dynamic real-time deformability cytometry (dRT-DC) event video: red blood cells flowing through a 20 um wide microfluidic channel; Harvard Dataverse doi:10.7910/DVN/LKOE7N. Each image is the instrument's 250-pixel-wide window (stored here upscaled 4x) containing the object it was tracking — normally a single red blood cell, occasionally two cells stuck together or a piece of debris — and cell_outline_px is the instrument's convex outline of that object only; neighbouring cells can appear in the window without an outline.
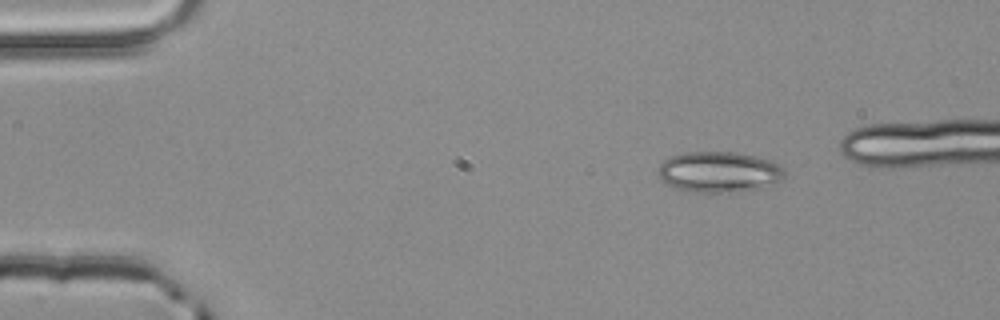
{"species": "common noctule bat (a hibernating species)", "species_latin": "Nyctalus noctula", "temperature_condition": "room temperature", "stored_images_in_passage": 4, "camera_frame_rate_fps": 3000, "um_per_image_px": 0.085, "animal": {"sex": "male", "body_mass_g": 20.4}, "frame": {"image": 1, "passage_image": 1, "time_ms": 0.0, "image_size_px": [1000, 320], "cell_outline_px": [[784, 176], [780, 180], [756, 188], [740, 192], [692, 192], [676, 188], [660, 180], [656, 172], [660, 164], [668, 156], [684, 152], [736, 152], [768, 160], [784, 168]], "centroid_in_image_um": [61.02, 14.61], "position_along_channel_um": 24.0, "area_um2": 29.88}}